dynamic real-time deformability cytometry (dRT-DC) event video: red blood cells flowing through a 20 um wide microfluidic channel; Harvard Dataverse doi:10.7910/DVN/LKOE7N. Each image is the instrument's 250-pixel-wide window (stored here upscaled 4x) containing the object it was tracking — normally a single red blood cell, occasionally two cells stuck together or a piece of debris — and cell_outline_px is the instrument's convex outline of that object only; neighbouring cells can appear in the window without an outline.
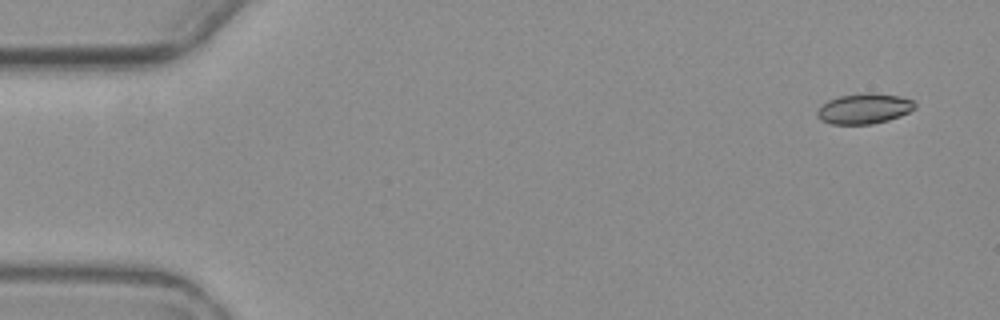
{"species": "common noctule bat (a hibernating species)", "species_latin": "Nyctalus noctula", "temperature_condition": "warm", "stored_images_in_passage": 5, "camera_frame_rate_fps": 3000, "um_per_image_px": 0.085, "animal": {"sex": "female", "body_mass_g": 19.3, "forearm_length_mm": 54.1}, "frame": {"image": 1, "passage_image": 1, "time_ms": 0.0, "image_size_px": [1000, 320], "cell_outline_px": [[916, 108], [900, 116], [888, 120], [872, 124], [832, 124], [820, 120], [816, 116], [816, 112], [820, 104], [828, 100], [840, 96], [864, 92], [872, 92], [900, 96], [912, 100], [916, 104]], "centroid_in_image_um": [73.43, 9.22], "position_along_channel_um": 11.6, "area_um2": 17.51}}
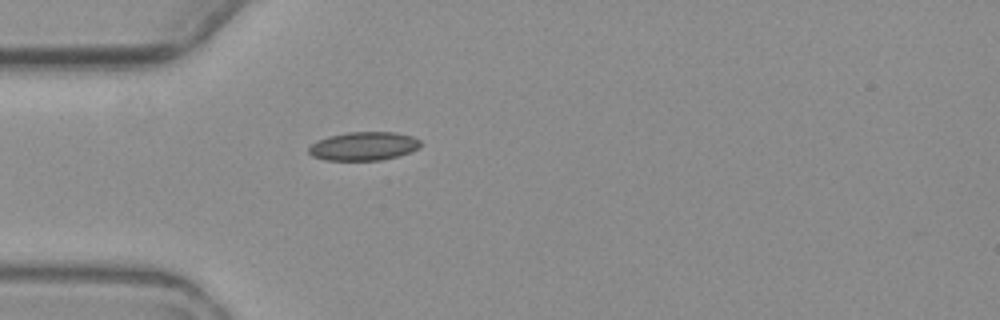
{"frame": {"image": 2, "passage_image": 5, "time_ms": 4.667, "image_size_px": [1000, 320], "cell_outline_px": [[420, 148], [396, 156], [380, 160], [324, 160], [312, 156], [308, 152], [308, 148], [316, 140], [328, 136], [348, 132], [396, 132], [412, 136], [420, 140]], "centroid_in_image_um": [30.88, 12.41], "position_along_channel_um": 54.1, "area_um2": 18.61}}